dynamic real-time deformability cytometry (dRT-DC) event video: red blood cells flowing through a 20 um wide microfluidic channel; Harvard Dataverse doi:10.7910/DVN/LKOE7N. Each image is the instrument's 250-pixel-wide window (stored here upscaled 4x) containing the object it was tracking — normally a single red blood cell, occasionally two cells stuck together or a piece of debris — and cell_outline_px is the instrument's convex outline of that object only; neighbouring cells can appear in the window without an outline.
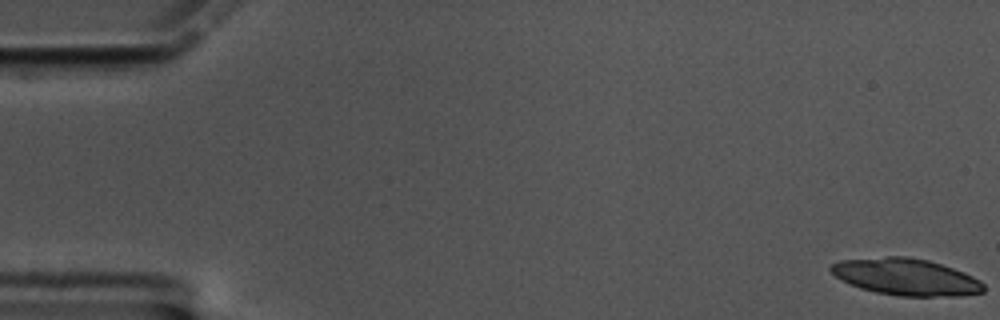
{"species": "common noctule bat (a hibernating species)", "species_latin": "Nyctalus noctula", "temperature_condition": "cold", "stored_images_in_passage": 23, "camera_frame_rate_fps": 3000, "um_per_image_px": 0.085, "animal": {"sex": "male", "body_mass_g": 17.5, "forearm_length_mm": 52.3}, "frame": {"image": 1, "passage_image": 1, "time_ms": 0.0, "image_size_px": [1000, 320], "cell_outline_px": [[984, 292], [960, 296], [900, 296], [876, 292], [860, 288], [840, 280], [828, 268], [832, 264], [840, 260], [888, 256], [904, 256], [928, 260], [964, 272], [980, 280], [984, 284]], "centroid_in_image_um": [77.01, 23.54], "position_along_channel_um": 8.0, "area_um2": 32.71}}